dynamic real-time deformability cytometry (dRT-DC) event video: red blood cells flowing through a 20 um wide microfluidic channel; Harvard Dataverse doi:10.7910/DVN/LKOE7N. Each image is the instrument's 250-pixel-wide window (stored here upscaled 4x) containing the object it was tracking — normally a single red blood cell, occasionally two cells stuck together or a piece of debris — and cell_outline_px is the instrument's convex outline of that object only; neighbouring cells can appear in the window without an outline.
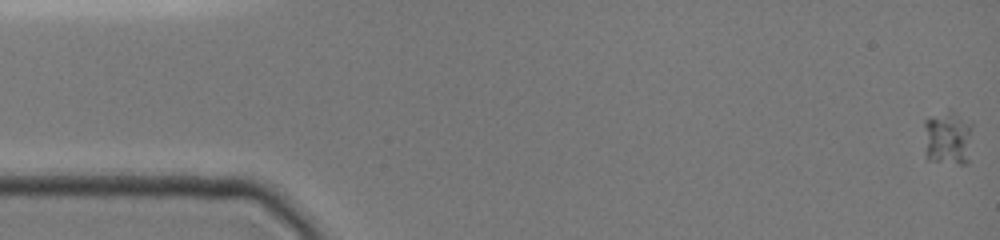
{"species": "common noctule bat (a hibernating species)", "species_latin": "Nyctalus noctula", "temperature_condition": "cold", "stored_images_in_passage": 52, "camera_frame_rate_fps": 3000, "um_per_image_px": 0.085, "animal": {"sex": "female", "body_mass_g": 19.0, "forearm_length_mm": 51.5}, "frame": {"image": 1, "passage_image": 1, "time_ms": 0.0, "image_size_px": [1000, 240], "cell_outline_px": [[972, 124], [968, 164], [960, 164], [928, 160], [924, 156], [924, 120], [936, 120]], "centroid_in_image_um": [80.51, 12.03], "position_along_channel_um": 4.5, "area_um2": 13.53}}
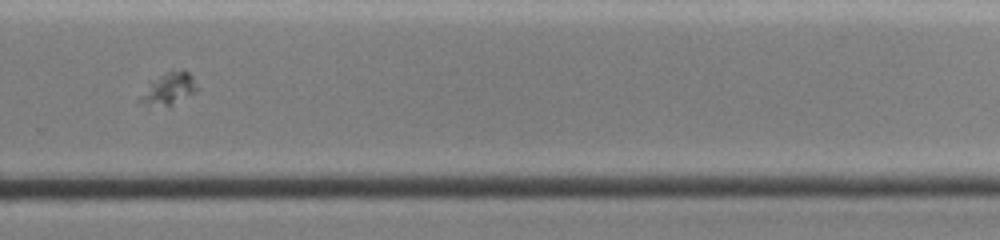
{"frame": {"image": 2, "passage_image": 37, "time_ms": 12.0, "image_size_px": [1000, 240], "cell_outline_px": [[200, 88], [196, 92], [172, 108], [168, 108], [136, 104], [136, 100], [148, 80], [172, 68], [188, 72]], "centroid_in_image_um": [14.27, 7.59], "position_along_channel_um": 315.5, "area_um2": 11.91}}
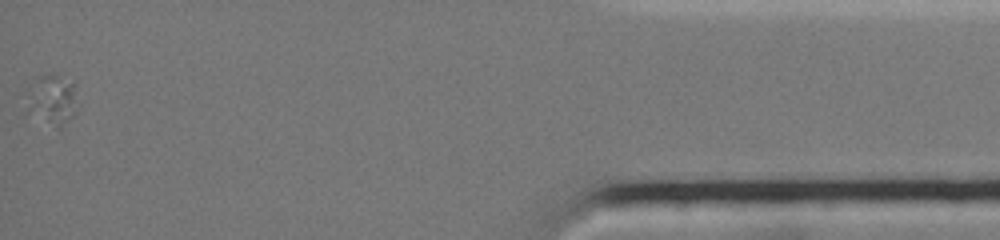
{"frame": {"image": 3, "passage_image": 52, "time_ms": 17.0, "image_size_px": [1000, 240], "cell_outline_px": [[72, 116], [60, 128], [56, 128], [24, 112], [36, 76], [60, 76], [72, 84]], "centroid_in_image_um": [4.32, 8.55], "position_along_channel_um": 430.9, "area_um2": 13.76}}